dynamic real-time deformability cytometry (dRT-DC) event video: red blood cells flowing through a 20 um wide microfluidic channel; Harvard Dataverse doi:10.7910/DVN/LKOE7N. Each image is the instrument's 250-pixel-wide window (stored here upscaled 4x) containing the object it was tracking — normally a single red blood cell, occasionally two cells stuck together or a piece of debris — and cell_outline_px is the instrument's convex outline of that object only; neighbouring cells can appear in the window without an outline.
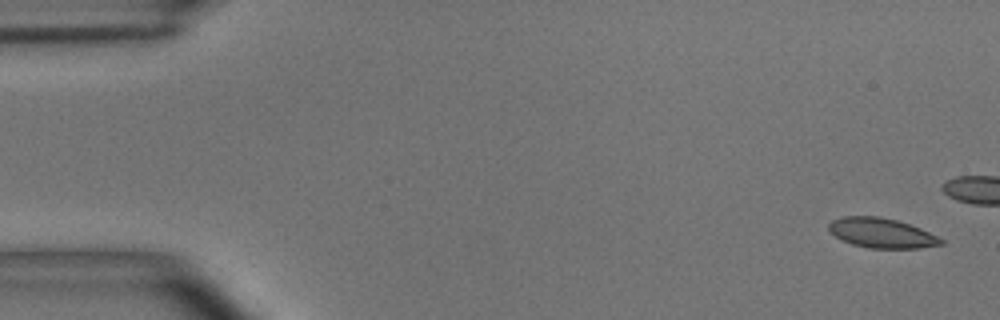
{"species": "common noctule bat (a hibernating species)", "species_latin": "Nyctalus noctula", "temperature_condition": "room temperature", "stored_images_in_passage": 5, "camera_frame_rate_fps": 3000, "um_per_image_px": 0.085, "animal": {"sex": "male", "body_mass_g": 15.6}, "frame": {"image": 1, "passage_image": 1, "time_ms": 0.0, "image_size_px": [1000, 320], "cell_outline_px": [[944, 244], [920, 248], [868, 248], [852, 244], [836, 236], [828, 228], [828, 224], [832, 220], [844, 216], [876, 216], [896, 220], [920, 228], [944, 240]], "centroid_in_image_um": [74.94, 19.81], "position_along_channel_um": 10.1, "area_um2": 19.25}}